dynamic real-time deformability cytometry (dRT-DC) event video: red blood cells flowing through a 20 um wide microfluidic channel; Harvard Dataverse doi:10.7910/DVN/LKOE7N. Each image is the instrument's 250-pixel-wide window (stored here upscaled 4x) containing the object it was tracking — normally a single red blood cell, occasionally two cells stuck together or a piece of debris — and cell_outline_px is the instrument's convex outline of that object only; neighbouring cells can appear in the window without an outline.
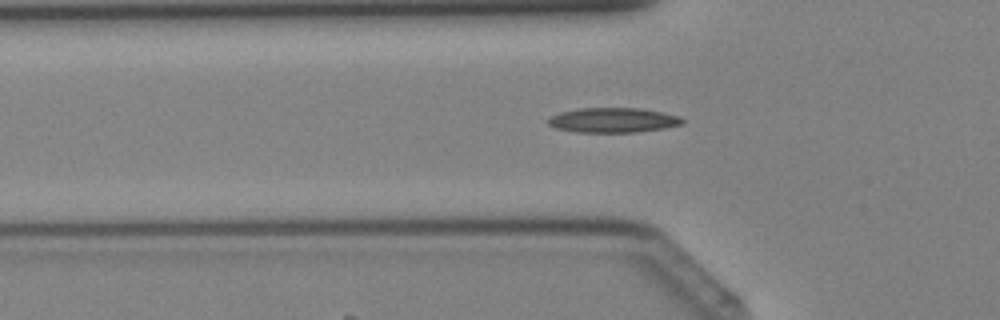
{"species": "Egyptian fruit bat (a non-hibernating species)", "species_latin": "Rousettus aegyptiacus", "temperature_condition": "cold", "stored_images_in_passage": 36, "camera_frame_rate_fps": 3000, "um_per_image_px": 0.085, "animal": {"sex": "female"}, "frame": {"image": 1, "passage_image": 14, "time_ms": 4.333, "image_size_px": [1000, 320], "cell_outline_px": [[684, 124], [664, 128], [636, 132], [576, 132], [556, 128], [548, 124], [548, 116], [560, 112], [580, 108], [640, 108], [660, 112], [676, 116], [684, 120]], "centroid_in_image_um": [52.07, 10.21], "position_along_channel_um": 73.7, "area_um2": 19.31}}
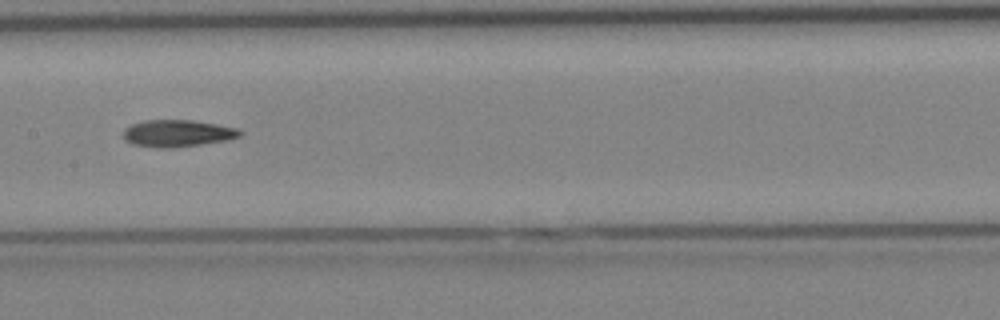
{"frame": {"image": 2, "passage_image": 21, "time_ms": 6.667, "image_size_px": [1000, 320], "cell_outline_px": [[244, 132], [240, 136], [228, 140], [176, 148], [156, 148], [132, 144], [124, 140], [124, 128], [132, 124], [144, 120], [192, 120], [216, 124], [236, 128]], "centroid_in_image_um": [15.08, 11.34], "position_along_channel_um": 192.3, "area_um2": 18.5}}
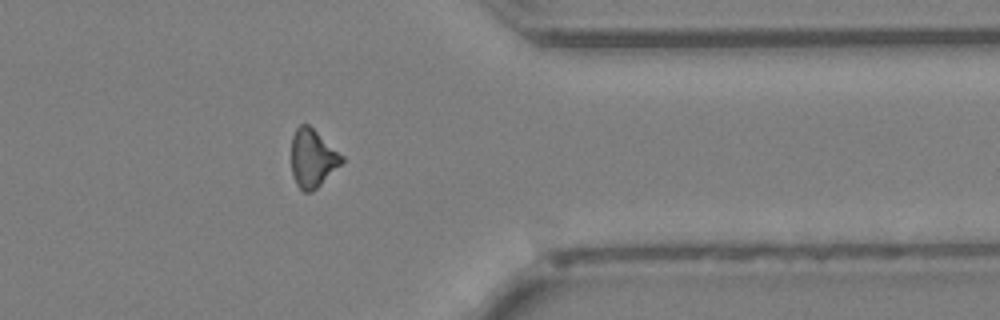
{"frame": {"image": 3, "passage_image": 33, "time_ms": 10.667, "image_size_px": [1000, 320], "cell_outline_px": [[344, 160], [312, 192], [304, 192], [296, 184], [292, 176], [292, 136], [296, 128], [300, 124], [308, 124], [344, 156]], "centroid_in_image_um": [26.55, 13.44], "position_along_channel_um": 384.9, "area_um2": 16.82}}